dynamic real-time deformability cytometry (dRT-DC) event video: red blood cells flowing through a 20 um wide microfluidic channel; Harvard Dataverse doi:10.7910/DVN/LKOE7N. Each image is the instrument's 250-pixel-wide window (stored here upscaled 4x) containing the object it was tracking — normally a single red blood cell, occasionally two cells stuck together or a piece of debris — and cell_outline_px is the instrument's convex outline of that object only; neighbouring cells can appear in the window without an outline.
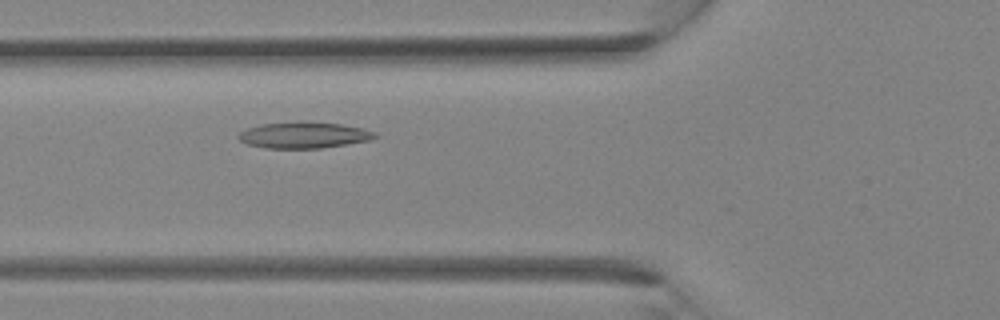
{"species": "Egyptian fruit bat (a non-hibernating species)", "species_latin": "Rousettus aegyptiacus", "temperature_condition": "room temperature", "stored_images_in_passage": 27, "camera_frame_rate_fps": 3000, "um_per_image_px": 0.085, "animal": {"sex": "female"}, "frame": {"image": 1, "passage_image": 5, "time_ms": 1.333, "image_size_px": [1000, 320], "cell_outline_px": [[380, 136], [372, 140], [320, 148], [264, 148], [248, 144], [240, 140], [236, 136], [240, 132], [248, 128], [260, 124], [300, 120], [340, 124], [364, 128], [376, 132]], "centroid_in_image_um": [25.86, 11.46], "position_along_channel_um": 99.9, "area_um2": 21.21}}
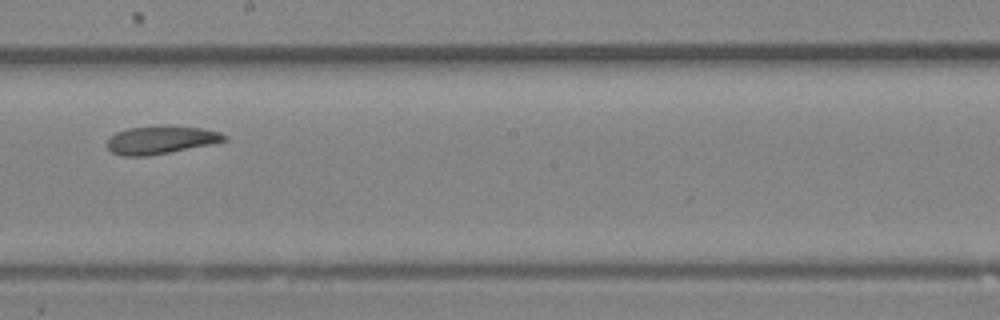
{"frame": {"image": 2, "passage_image": 12, "time_ms": 3.667, "image_size_px": [1000, 320], "cell_outline_px": [[228, 140], [148, 156], [120, 156], [112, 152], [104, 144], [108, 136], [116, 132], [128, 128], [168, 124], [200, 128], [220, 132], [228, 136]], "centroid_in_image_um": [13.6, 11.87], "position_along_channel_um": 234.6, "area_um2": 19.42}}
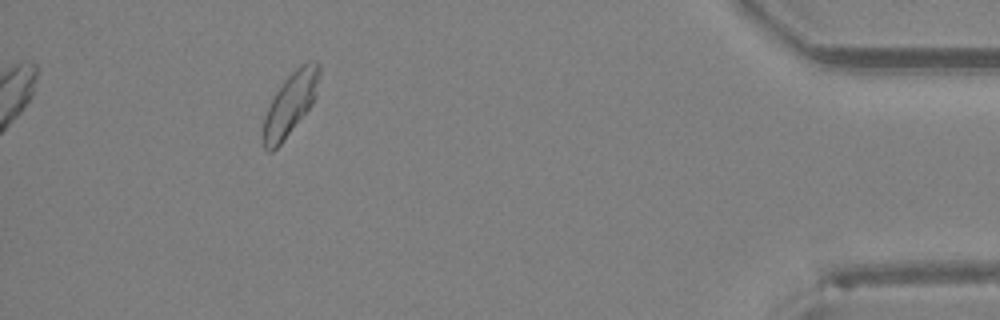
{"frame": {"image": 3, "passage_image": 24, "time_ms": 7.667, "image_size_px": [1000, 320], "cell_outline_px": [[320, 72], [316, 96], [312, 104], [280, 144], [272, 152], [268, 152], [264, 148], [264, 116], [276, 92], [284, 80], [300, 64], [308, 60], [316, 60], [320, 64]], "centroid_in_image_um": [24.71, 8.77], "position_along_channel_um": 410.5, "area_um2": 20.11}}